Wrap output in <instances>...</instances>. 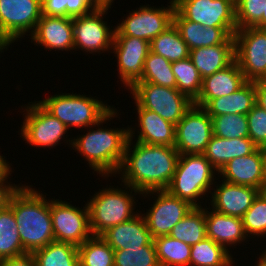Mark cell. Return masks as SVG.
Returning a JSON list of instances; mask_svg holds the SVG:
<instances>
[{"label": "cell", "mask_w": 266, "mask_h": 266, "mask_svg": "<svg viewBox=\"0 0 266 266\" xmlns=\"http://www.w3.org/2000/svg\"><path fill=\"white\" fill-rule=\"evenodd\" d=\"M128 128L129 138L125 146L124 159L117 173L121 176L122 183L119 185L127 184L141 194L165 190L174 176L179 152L171 146L149 145L137 141L134 143L132 141L136 128Z\"/></svg>", "instance_id": "cell-1"}, {"label": "cell", "mask_w": 266, "mask_h": 266, "mask_svg": "<svg viewBox=\"0 0 266 266\" xmlns=\"http://www.w3.org/2000/svg\"><path fill=\"white\" fill-rule=\"evenodd\" d=\"M117 113L119 114L114 107L100 122L88 127L89 129L85 128V130H88L85 135H77V138L72 139L71 148L84 157L90 169L106 179L118 173L129 138L128 126L122 129L111 127L106 129V127H103V123L109 122L114 117L117 118ZM100 125H102V128Z\"/></svg>", "instance_id": "cell-2"}, {"label": "cell", "mask_w": 266, "mask_h": 266, "mask_svg": "<svg viewBox=\"0 0 266 266\" xmlns=\"http://www.w3.org/2000/svg\"><path fill=\"white\" fill-rule=\"evenodd\" d=\"M32 185H21L12 195L9 207L18 224L19 236L25 253H33L55 240L50 200Z\"/></svg>", "instance_id": "cell-3"}, {"label": "cell", "mask_w": 266, "mask_h": 266, "mask_svg": "<svg viewBox=\"0 0 266 266\" xmlns=\"http://www.w3.org/2000/svg\"><path fill=\"white\" fill-rule=\"evenodd\" d=\"M215 175L219 176L218 171L203 154H182L179 155L174 176L165 190L194 207H202L204 201L200 202L199 199L204 200L203 197L208 195L206 193L211 194L213 185L217 183L215 180L219 179Z\"/></svg>", "instance_id": "cell-4"}, {"label": "cell", "mask_w": 266, "mask_h": 266, "mask_svg": "<svg viewBox=\"0 0 266 266\" xmlns=\"http://www.w3.org/2000/svg\"><path fill=\"white\" fill-rule=\"evenodd\" d=\"M123 185L125 190L107 185L87 200L93 236H100L108 228L126 222L138 214L134 211L137 203L133 196L139 194L140 197L142 194L127 184Z\"/></svg>", "instance_id": "cell-5"}, {"label": "cell", "mask_w": 266, "mask_h": 266, "mask_svg": "<svg viewBox=\"0 0 266 266\" xmlns=\"http://www.w3.org/2000/svg\"><path fill=\"white\" fill-rule=\"evenodd\" d=\"M38 102L68 129H83L95 125L114 108L98 97L73 92L50 95Z\"/></svg>", "instance_id": "cell-6"}, {"label": "cell", "mask_w": 266, "mask_h": 266, "mask_svg": "<svg viewBox=\"0 0 266 266\" xmlns=\"http://www.w3.org/2000/svg\"><path fill=\"white\" fill-rule=\"evenodd\" d=\"M131 96L142 108L156 112L174 125L181 121L194 102L177 89L150 82H137L131 89Z\"/></svg>", "instance_id": "cell-7"}, {"label": "cell", "mask_w": 266, "mask_h": 266, "mask_svg": "<svg viewBox=\"0 0 266 266\" xmlns=\"http://www.w3.org/2000/svg\"><path fill=\"white\" fill-rule=\"evenodd\" d=\"M37 102V103H36ZM31 103V104H29ZM24 105V120L21 124L20 137L32 147L53 148L60 141L72 146V138L65 134L69 129L56 117L50 114L38 101ZM71 139V140H70ZM66 141V142H65Z\"/></svg>", "instance_id": "cell-8"}, {"label": "cell", "mask_w": 266, "mask_h": 266, "mask_svg": "<svg viewBox=\"0 0 266 266\" xmlns=\"http://www.w3.org/2000/svg\"><path fill=\"white\" fill-rule=\"evenodd\" d=\"M111 3H102L88 14L73 18L74 50L89 53L112 51L114 32L107 21H104ZM78 49V50H77Z\"/></svg>", "instance_id": "cell-9"}, {"label": "cell", "mask_w": 266, "mask_h": 266, "mask_svg": "<svg viewBox=\"0 0 266 266\" xmlns=\"http://www.w3.org/2000/svg\"><path fill=\"white\" fill-rule=\"evenodd\" d=\"M169 4L161 8L140 5L138 10L130 11L121 23L113 27L114 37H137L151 42L173 24L174 0H170Z\"/></svg>", "instance_id": "cell-10"}, {"label": "cell", "mask_w": 266, "mask_h": 266, "mask_svg": "<svg viewBox=\"0 0 266 266\" xmlns=\"http://www.w3.org/2000/svg\"><path fill=\"white\" fill-rule=\"evenodd\" d=\"M235 61L248 82L266 80V30L256 27L234 33Z\"/></svg>", "instance_id": "cell-11"}, {"label": "cell", "mask_w": 266, "mask_h": 266, "mask_svg": "<svg viewBox=\"0 0 266 266\" xmlns=\"http://www.w3.org/2000/svg\"><path fill=\"white\" fill-rule=\"evenodd\" d=\"M50 212L55 241L71 243L78 247L93 236L87 204L82 209L54 198L50 199Z\"/></svg>", "instance_id": "cell-12"}, {"label": "cell", "mask_w": 266, "mask_h": 266, "mask_svg": "<svg viewBox=\"0 0 266 266\" xmlns=\"http://www.w3.org/2000/svg\"><path fill=\"white\" fill-rule=\"evenodd\" d=\"M150 195L152 199L156 196L152 202L153 205L142 216L153 239L158 236L169 235L174 225L194 207L189 202L170 194L167 190L149 191L141 196L149 199Z\"/></svg>", "instance_id": "cell-13"}, {"label": "cell", "mask_w": 266, "mask_h": 266, "mask_svg": "<svg viewBox=\"0 0 266 266\" xmlns=\"http://www.w3.org/2000/svg\"><path fill=\"white\" fill-rule=\"evenodd\" d=\"M212 136V118L202 107L193 104L176 124L174 147L180 155L203 154Z\"/></svg>", "instance_id": "cell-14"}, {"label": "cell", "mask_w": 266, "mask_h": 266, "mask_svg": "<svg viewBox=\"0 0 266 266\" xmlns=\"http://www.w3.org/2000/svg\"><path fill=\"white\" fill-rule=\"evenodd\" d=\"M175 9L186 19L204 27H237L231 0H174Z\"/></svg>", "instance_id": "cell-15"}, {"label": "cell", "mask_w": 266, "mask_h": 266, "mask_svg": "<svg viewBox=\"0 0 266 266\" xmlns=\"http://www.w3.org/2000/svg\"><path fill=\"white\" fill-rule=\"evenodd\" d=\"M112 50L111 53L117 59L118 77L125 88L130 90L143 77L150 42L137 37H114Z\"/></svg>", "instance_id": "cell-16"}, {"label": "cell", "mask_w": 266, "mask_h": 266, "mask_svg": "<svg viewBox=\"0 0 266 266\" xmlns=\"http://www.w3.org/2000/svg\"><path fill=\"white\" fill-rule=\"evenodd\" d=\"M41 17L42 0H0L1 26L14 42L31 35Z\"/></svg>", "instance_id": "cell-17"}, {"label": "cell", "mask_w": 266, "mask_h": 266, "mask_svg": "<svg viewBox=\"0 0 266 266\" xmlns=\"http://www.w3.org/2000/svg\"><path fill=\"white\" fill-rule=\"evenodd\" d=\"M31 43L47 50H74L73 18L42 15L30 35Z\"/></svg>", "instance_id": "cell-18"}, {"label": "cell", "mask_w": 266, "mask_h": 266, "mask_svg": "<svg viewBox=\"0 0 266 266\" xmlns=\"http://www.w3.org/2000/svg\"><path fill=\"white\" fill-rule=\"evenodd\" d=\"M265 155L266 149L257 148L249 155L234 158L220 170L218 177L232 184L263 191Z\"/></svg>", "instance_id": "cell-19"}, {"label": "cell", "mask_w": 266, "mask_h": 266, "mask_svg": "<svg viewBox=\"0 0 266 266\" xmlns=\"http://www.w3.org/2000/svg\"><path fill=\"white\" fill-rule=\"evenodd\" d=\"M221 181V184L214 185L216 188H212L214 191L211 192L212 196H209L212 199H209L211 208L226 215L242 218L252 206L260 190L255 187Z\"/></svg>", "instance_id": "cell-20"}, {"label": "cell", "mask_w": 266, "mask_h": 266, "mask_svg": "<svg viewBox=\"0 0 266 266\" xmlns=\"http://www.w3.org/2000/svg\"><path fill=\"white\" fill-rule=\"evenodd\" d=\"M173 24L189 50L225 43L237 30V27H204L199 23L186 20L176 9Z\"/></svg>", "instance_id": "cell-21"}, {"label": "cell", "mask_w": 266, "mask_h": 266, "mask_svg": "<svg viewBox=\"0 0 266 266\" xmlns=\"http://www.w3.org/2000/svg\"><path fill=\"white\" fill-rule=\"evenodd\" d=\"M243 75L236 61L223 70L202 79V86L194 105L204 107L210 100L227 96L240 89L245 83Z\"/></svg>", "instance_id": "cell-22"}, {"label": "cell", "mask_w": 266, "mask_h": 266, "mask_svg": "<svg viewBox=\"0 0 266 266\" xmlns=\"http://www.w3.org/2000/svg\"><path fill=\"white\" fill-rule=\"evenodd\" d=\"M100 236L113 250L154 245L153 238L141 212L126 222L108 228Z\"/></svg>", "instance_id": "cell-23"}, {"label": "cell", "mask_w": 266, "mask_h": 266, "mask_svg": "<svg viewBox=\"0 0 266 266\" xmlns=\"http://www.w3.org/2000/svg\"><path fill=\"white\" fill-rule=\"evenodd\" d=\"M205 220L207 238L212 239L229 252L231 247L248 241L241 218L215 211L209 205L208 208L205 207Z\"/></svg>", "instance_id": "cell-24"}, {"label": "cell", "mask_w": 266, "mask_h": 266, "mask_svg": "<svg viewBox=\"0 0 266 266\" xmlns=\"http://www.w3.org/2000/svg\"><path fill=\"white\" fill-rule=\"evenodd\" d=\"M137 110V137L139 143L149 145H166L174 147L176 125L160 117L156 112L142 108L133 102Z\"/></svg>", "instance_id": "cell-25"}, {"label": "cell", "mask_w": 266, "mask_h": 266, "mask_svg": "<svg viewBox=\"0 0 266 266\" xmlns=\"http://www.w3.org/2000/svg\"><path fill=\"white\" fill-rule=\"evenodd\" d=\"M189 58L202 79L223 70L235 61L234 36L223 44L192 49Z\"/></svg>", "instance_id": "cell-26"}, {"label": "cell", "mask_w": 266, "mask_h": 266, "mask_svg": "<svg viewBox=\"0 0 266 266\" xmlns=\"http://www.w3.org/2000/svg\"><path fill=\"white\" fill-rule=\"evenodd\" d=\"M257 148L249 138L225 139L213 135L203 155L219 173L232 159L249 155Z\"/></svg>", "instance_id": "cell-27"}, {"label": "cell", "mask_w": 266, "mask_h": 266, "mask_svg": "<svg viewBox=\"0 0 266 266\" xmlns=\"http://www.w3.org/2000/svg\"><path fill=\"white\" fill-rule=\"evenodd\" d=\"M255 82H246L235 92L210 100L203 109L210 116H220L225 114H245L256 105Z\"/></svg>", "instance_id": "cell-28"}, {"label": "cell", "mask_w": 266, "mask_h": 266, "mask_svg": "<svg viewBox=\"0 0 266 266\" xmlns=\"http://www.w3.org/2000/svg\"><path fill=\"white\" fill-rule=\"evenodd\" d=\"M32 254L36 266H80L78 247L71 243L54 240Z\"/></svg>", "instance_id": "cell-29"}, {"label": "cell", "mask_w": 266, "mask_h": 266, "mask_svg": "<svg viewBox=\"0 0 266 266\" xmlns=\"http://www.w3.org/2000/svg\"><path fill=\"white\" fill-rule=\"evenodd\" d=\"M150 51L166 58L171 63L187 59L190 54L188 45L181 38L174 24L150 42Z\"/></svg>", "instance_id": "cell-30"}, {"label": "cell", "mask_w": 266, "mask_h": 266, "mask_svg": "<svg viewBox=\"0 0 266 266\" xmlns=\"http://www.w3.org/2000/svg\"><path fill=\"white\" fill-rule=\"evenodd\" d=\"M210 238L191 246L189 266H234L233 255Z\"/></svg>", "instance_id": "cell-31"}, {"label": "cell", "mask_w": 266, "mask_h": 266, "mask_svg": "<svg viewBox=\"0 0 266 266\" xmlns=\"http://www.w3.org/2000/svg\"><path fill=\"white\" fill-rule=\"evenodd\" d=\"M169 235L190 246L204 240L207 237L205 207H193L182 220L174 225Z\"/></svg>", "instance_id": "cell-32"}, {"label": "cell", "mask_w": 266, "mask_h": 266, "mask_svg": "<svg viewBox=\"0 0 266 266\" xmlns=\"http://www.w3.org/2000/svg\"><path fill=\"white\" fill-rule=\"evenodd\" d=\"M25 254L13 210L7 206L0 210V260Z\"/></svg>", "instance_id": "cell-33"}, {"label": "cell", "mask_w": 266, "mask_h": 266, "mask_svg": "<svg viewBox=\"0 0 266 266\" xmlns=\"http://www.w3.org/2000/svg\"><path fill=\"white\" fill-rule=\"evenodd\" d=\"M160 266H189L191 246L170 235L153 239Z\"/></svg>", "instance_id": "cell-34"}, {"label": "cell", "mask_w": 266, "mask_h": 266, "mask_svg": "<svg viewBox=\"0 0 266 266\" xmlns=\"http://www.w3.org/2000/svg\"><path fill=\"white\" fill-rule=\"evenodd\" d=\"M78 254L80 266H114V250L101 236L84 241Z\"/></svg>", "instance_id": "cell-35"}, {"label": "cell", "mask_w": 266, "mask_h": 266, "mask_svg": "<svg viewBox=\"0 0 266 266\" xmlns=\"http://www.w3.org/2000/svg\"><path fill=\"white\" fill-rule=\"evenodd\" d=\"M139 82H150L156 85L177 89L172 63L166 58L149 51L144 61L143 77Z\"/></svg>", "instance_id": "cell-36"}, {"label": "cell", "mask_w": 266, "mask_h": 266, "mask_svg": "<svg viewBox=\"0 0 266 266\" xmlns=\"http://www.w3.org/2000/svg\"><path fill=\"white\" fill-rule=\"evenodd\" d=\"M172 72L177 83V90L194 101L201 90L202 78L190 58L172 62Z\"/></svg>", "instance_id": "cell-37"}, {"label": "cell", "mask_w": 266, "mask_h": 266, "mask_svg": "<svg viewBox=\"0 0 266 266\" xmlns=\"http://www.w3.org/2000/svg\"><path fill=\"white\" fill-rule=\"evenodd\" d=\"M210 117L214 136L225 139L249 138L247 115L230 113Z\"/></svg>", "instance_id": "cell-38"}, {"label": "cell", "mask_w": 266, "mask_h": 266, "mask_svg": "<svg viewBox=\"0 0 266 266\" xmlns=\"http://www.w3.org/2000/svg\"><path fill=\"white\" fill-rule=\"evenodd\" d=\"M241 219L248 238L252 236L253 240L256 236L260 238L266 236V193L264 191L259 192L252 206Z\"/></svg>", "instance_id": "cell-39"}, {"label": "cell", "mask_w": 266, "mask_h": 266, "mask_svg": "<svg viewBox=\"0 0 266 266\" xmlns=\"http://www.w3.org/2000/svg\"><path fill=\"white\" fill-rule=\"evenodd\" d=\"M114 266H160L154 245L114 250Z\"/></svg>", "instance_id": "cell-40"}, {"label": "cell", "mask_w": 266, "mask_h": 266, "mask_svg": "<svg viewBox=\"0 0 266 266\" xmlns=\"http://www.w3.org/2000/svg\"><path fill=\"white\" fill-rule=\"evenodd\" d=\"M266 0H238L235 4L237 29L254 27L265 12Z\"/></svg>", "instance_id": "cell-41"}, {"label": "cell", "mask_w": 266, "mask_h": 266, "mask_svg": "<svg viewBox=\"0 0 266 266\" xmlns=\"http://www.w3.org/2000/svg\"><path fill=\"white\" fill-rule=\"evenodd\" d=\"M249 139L258 147L266 149V110L256 104L247 114Z\"/></svg>", "instance_id": "cell-42"}, {"label": "cell", "mask_w": 266, "mask_h": 266, "mask_svg": "<svg viewBox=\"0 0 266 266\" xmlns=\"http://www.w3.org/2000/svg\"><path fill=\"white\" fill-rule=\"evenodd\" d=\"M12 172L9 163L0 171V210L9 205L10 198L20 188L19 185L8 182Z\"/></svg>", "instance_id": "cell-43"}, {"label": "cell", "mask_w": 266, "mask_h": 266, "mask_svg": "<svg viewBox=\"0 0 266 266\" xmlns=\"http://www.w3.org/2000/svg\"><path fill=\"white\" fill-rule=\"evenodd\" d=\"M101 0H66V17H78L90 13L100 6Z\"/></svg>", "instance_id": "cell-44"}, {"label": "cell", "mask_w": 266, "mask_h": 266, "mask_svg": "<svg viewBox=\"0 0 266 266\" xmlns=\"http://www.w3.org/2000/svg\"><path fill=\"white\" fill-rule=\"evenodd\" d=\"M42 15L66 17V0H42Z\"/></svg>", "instance_id": "cell-45"}, {"label": "cell", "mask_w": 266, "mask_h": 266, "mask_svg": "<svg viewBox=\"0 0 266 266\" xmlns=\"http://www.w3.org/2000/svg\"><path fill=\"white\" fill-rule=\"evenodd\" d=\"M0 266H36L32 253H25L20 256L0 260Z\"/></svg>", "instance_id": "cell-46"}, {"label": "cell", "mask_w": 266, "mask_h": 266, "mask_svg": "<svg viewBox=\"0 0 266 266\" xmlns=\"http://www.w3.org/2000/svg\"><path fill=\"white\" fill-rule=\"evenodd\" d=\"M256 104L266 110V80L255 82Z\"/></svg>", "instance_id": "cell-47"}, {"label": "cell", "mask_w": 266, "mask_h": 266, "mask_svg": "<svg viewBox=\"0 0 266 266\" xmlns=\"http://www.w3.org/2000/svg\"><path fill=\"white\" fill-rule=\"evenodd\" d=\"M14 41L7 35L0 23V50L4 52Z\"/></svg>", "instance_id": "cell-48"}, {"label": "cell", "mask_w": 266, "mask_h": 266, "mask_svg": "<svg viewBox=\"0 0 266 266\" xmlns=\"http://www.w3.org/2000/svg\"><path fill=\"white\" fill-rule=\"evenodd\" d=\"M254 27L266 30V7L265 12L262 15V19Z\"/></svg>", "instance_id": "cell-49"}, {"label": "cell", "mask_w": 266, "mask_h": 266, "mask_svg": "<svg viewBox=\"0 0 266 266\" xmlns=\"http://www.w3.org/2000/svg\"><path fill=\"white\" fill-rule=\"evenodd\" d=\"M6 161H8V160H5V156H2L0 153V171L9 163Z\"/></svg>", "instance_id": "cell-50"}, {"label": "cell", "mask_w": 266, "mask_h": 266, "mask_svg": "<svg viewBox=\"0 0 266 266\" xmlns=\"http://www.w3.org/2000/svg\"><path fill=\"white\" fill-rule=\"evenodd\" d=\"M263 190H266V155L264 161V179H263Z\"/></svg>", "instance_id": "cell-51"}, {"label": "cell", "mask_w": 266, "mask_h": 266, "mask_svg": "<svg viewBox=\"0 0 266 266\" xmlns=\"http://www.w3.org/2000/svg\"><path fill=\"white\" fill-rule=\"evenodd\" d=\"M259 260L256 261L255 266H266V262L259 256Z\"/></svg>", "instance_id": "cell-52"}, {"label": "cell", "mask_w": 266, "mask_h": 266, "mask_svg": "<svg viewBox=\"0 0 266 266\" xmlns=\"http://www.w3.org/2000/svg\"><path fill=\"white\" fill-rule=\"evenodd\" d=\"M260 257L266 262V249L260 253Z\"/></svg>", "instance_id": "cell-53"}, {"label": "cell", "mask_w": 266, "mask_h": 266, "mask_svg": "<svg viewBox=\"0 0 266 266\" xmlns=\"http://www.w3.org/2000/svg\"><path fill=\"white\" fill-rule=\"evenodd\" d=\"M103 3H113L115 0H101Z\"/></svg>", "instance_id": "cell-54"}, {"label": "cell", "mask_w": 266, "mask_h": 266, "mask_svg": "<svg viewBox=\"0 0 266 266\" xmlns=\"http://www.w3.org/2000/svg\"><path fill=\"white\" fill-rule=\"evenodd\" d=\"M234 4H236V2L238 1V0H231Z\"/></svg>", "instance_id": "cell-55"}]
</instances>
